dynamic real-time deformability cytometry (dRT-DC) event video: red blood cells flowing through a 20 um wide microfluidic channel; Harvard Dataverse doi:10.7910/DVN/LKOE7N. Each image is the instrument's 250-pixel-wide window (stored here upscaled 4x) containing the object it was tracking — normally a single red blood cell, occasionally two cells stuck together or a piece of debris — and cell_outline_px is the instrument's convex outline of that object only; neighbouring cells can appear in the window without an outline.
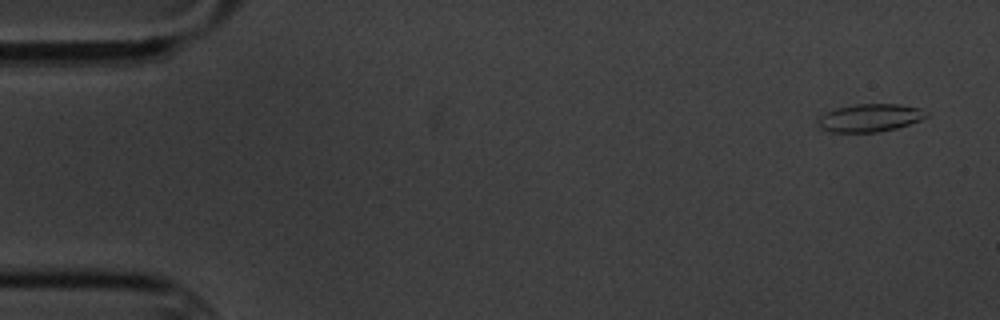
{"species": "common noctule bat (a hibernating species)", "species_latin": "Nyctalus noctula", "temperature_condition": "cold", "stored_images_in_passage": 5, "camera_frame_rate_fps": 3000, "um_per_image_px": 0.085, "animal": {"sex": "male", "body_mass_g": 20.1, "forearm_length_mm": 53.5}, "frame": {"image": 1, "passage_image": 1, "time_ms": 0.0, "image_size_px": [1000, 320], "cell_outline_px": [[928, 116], [920, 120], [896, 128], [880, 132], [828, 132], [820, 128], [816, 124], [816, 120], [824, 112], [836, 108], [856, 104], [900, 104], [920, 108], [928, 112]], "centroid_in_image_um": [73.89, 10.01], "position_along_channel_um": 11.1, "area_um2": 17.8}}
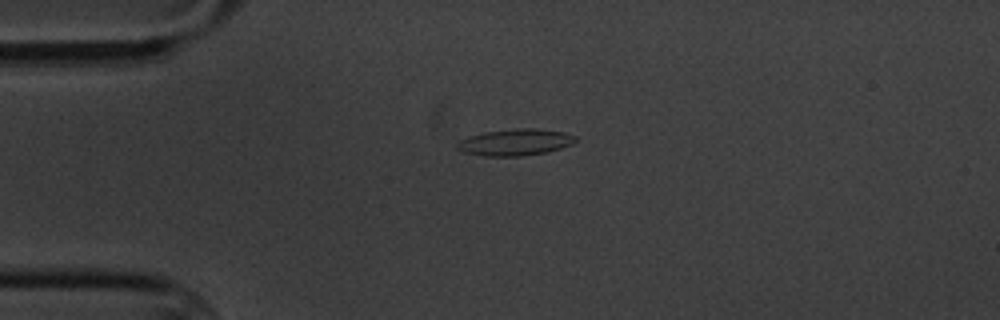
{"frame": {"image": 2, "passage_image": 4, "time_ms": 3.667, "image_size_px": [1000, 320], "cell_outline_px": [[576, 140], [572, 144], [548, 152], [520, 156], [484, 156], [464, 152], [456, 148], [456, 144], [460, 140], [468, 136], [484, 132], [516, 128], [536, 128], [564, 132], [576, 136]], "centroid_in_image_um": [43.79, 12.09], "position_along_channel_um": 41.2, "area_um2": 18.38}}